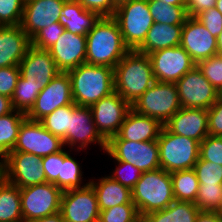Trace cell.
<instances>
[{
	"mask_svg": "<svg viewBox=\"0 0 222 222\" xmlns=\"http://www.w3.org/2000/svg\"><path fill=\"white\" fill-rule=\"evenodd\" d=\"M86 63L114 68L130 51L113 17H101L86 35Z\"/></svg>",
	"mask_w": 222,
	"mask_h": 222,
	"instance_id": "cell-1",
	"label": "cell"
},
{
	"mask_svg": "<svg viewBox=\"0 0 222 222\" xmlns=\"http://www.w3.org/2000/svg\"><path fill=\"white\" fill-rule=\"evenodd\" d=\"M155 82L150 58L130 50L114 67V89L132 105Z\"/></svg>",
	"mask_w": 222,
	"mask_h": 222,
	"instance_id": "cell-2",
	"label": "cell"
},
{
	"mask_svg": "<svg viewBox=\"0 0 222 222\" xmlns=\"http://www.w3.org/2000/svg\"><path fill=\"white\" fill-rule=\"evenodd\" d=\"M67 73L73 101L78 106L90 107L115 92L114 68L83 63Z\"/></svg>",
	"mask_w": 222,
	"mask_h": 222,
	"instance_id": "cell-3",
	"label": "cell"
},
{
	"mask_svg": "<svg viewBox=\"0 0 222 222\" xmlns=\"http://www.w3.org/2000/svg\"><path fill=\"white\" fill-rule=\"evenodd\" d=\"M131 192L132 201L141 218L148 213L163 210L175 201L171 175L162 168L142 172Z\"/></svg>",
	"mask_w": 222,
	"mask_h": 222,
	"instance_id": "cell-4",
	"label": "cell"
},
{
	"mask_svg": "<svg viewBox=\"0 0 222 222\" xmlns=\"http://www.w3.org/2000/svg\"><path fill=\"white\" fill-rule=\"evenodd\" d=\"M157 142L160 166L169 173L193 169L199 159L200 142L169 132L164 126Z\"/></svg>",
	"mask_w": 222,
	"mask_h": 222,
	"instance_id": "cell-5",
	"label": "cell"
},
{
	"mask_svg": "<svg viewBox=\"0 0 222 222\" xmlns=\"http://www.w3.org/2000/svg\"><path fill=\"white\" fill-rule=\"evenodd\" d=\"M113 18L120 27L124 44L130 50H136L144 42L154 23L148 0H132L119 5Z\"/></svg>",
	"mask_w": 222,
	"mask_h": 222,
	"instance_id": "cell-6",
	"label": "cell"
},
{
	"mask_svg": "<svg viewBox=\"0 0 222 222\" xmlns=\"http://www.w3.org/2000/svg\"><path fill=\"white\" fill-rule=\"evenodd\" d=\"M181 107L175 83L159 81H155L131 105L136 113L157 119L162 125Z\"/></svg>",
	"mask_w": 222,
	"mask_h": 222,
	"instance_id": "cell-7",
	"label": "cell"
},
{
	"mask_svg": "<svg viewBox=\"0 0 222 222\" xmlns=\"http://www.w3.org/2000/svg\"><path fill=\"white\" fill-rule=\"evenodd\" d=\"M62 193L60 188L49 182L20 188L24 222H32L59 213Z\"/></svg>",
	"mask_w": 222,
	"mask_h": 222,
	"instance_id": "cell-8",
	"label": "cell"
},
{
	"mask_svg": "<svg viewBox=\"0 0 222 222\" xmlns=\"http://www.w3.org/2000/svg\"><path fill=\"white\" fill-rule=\"evenodd\" d=\"M66 149L73 150L80 154L85 152L91 145H98L100 152L106 151L107 141L97 131L93 121V114L90 107L72 104V116L70 117L69 132L63 139Z\"/></svg>",
	"mask_w": 222,
	"mask_h": 222,
	"instance_id": "cell-9",
	"label": "cell"
},
{
	"mask_svg": "<svg viewBox=\"0 0 222 222\" xmlns=\"http://www.w3.org/2000/svg\"><path fill=\"white\" fill-rule=\"evenodd\" d=\"M112 160L128 162L141 172L161 168L160 153L157 140L133 142L128 140H108L104 155Z\"/></svg>",
	"mask_w": 222,
	"mask_h": 222,
	"instance_id": "cell-10",
	"label": "cell"
},
{
	"mask_svg": "<svg viewBox=\"0 0 222 222\" xmlns=\"http://www.w3.org/2000/svg\"><path fill=\"white\" fill-rule=\"evenodd\" d=\"M64 148L63 140L45 129L40 121L26 118L20 126L15 147L11 152H27L42 158Z\"/></svg>",
	"mask_w": 222,
	"mask_h": 222,
	"instance_id": "cell-11",
	"label": "cell"
},
{
	"mask_svg": "<svg viewBox=\"0 0 222 222\" xmlns=\"http://www.w3.org/2000/svg\"><path fill=\"white\" fill-rule=\"evenodd\" d=\"M180 104L184 108L208 110L216 101L219 92L194 66L176 83Z\"/></svg>",
	"mask_w": 222,
	"mask_h": 222,
	"instance_id": "cell-12",
	"label": "cell"
},
{
	"mask_svg": "<svg viewBox=\"0 0 222 222\" xmlns=\"http://www.w3.org/2000/svg\"><path fill=\"white\" fill-rule=\"evenodd\" d=\"M42 158L27 152H9L4 158V179L19 188L45 183Z\"/></svg>",
	"mask_w": 222,
	"mask_h": 222,
	"instance_id": "cell-13",
	"label": "cell"
},
{
	"mask_svg": "<svg viewBox=\"0 0 222 222\" xmlns=\"http://www.w3.org/2000/svg\"><path fill=\"white\" fill-rule=\"evenodd\" d=\"M74 104L71 79L67 72H59L47 86L39 92L26 118L40 121L59 107Z\"/></svg>",
	"mask_w": 222,
	"mask_h": 222,
	"instance_id": "cell-14",
	"label": "cell"
},
{
	"mask_svg": "<svg viewBox=\"0 0 222 222\" xmlns=\"http://www.w3.org/2000/svg\"><path fill=\"white\" fill-rule=\"evenodd\" d=\"M60 213L65 222H98L100 210L93 187L88 184L63 191Z\"/></svg>",
	"mask_w": 222,
	"mask_h": 222,
	"instance_id": "cell-15",
	"label": "cell"
},
{
	"mask_svg": "<svg viewBox=\"0 0 222 222\" xmlns=\"http://www.w3.org/2000/svg\"><path fill=\"white\" fill-rule=\"evenodd\" d=\"M148 56L155 81L159 82L176 83L196 66V63L181 45L160 49Z\"/></svg>",
	"mask_w": 222,
	"mask_h": 222,
	"instance_id": "cell-16",
	"label": "cell"
},
{
	"mask_svg": "<svg viewBox=\"0 0 222 222\" xmlns=\"http://www.w3.org/2000/svg\"><path fill=\"white\" fill-rule=\"evenodd\" d=\"M90 108L96 129L106 141L118 134L126 115L132 109L131 105L117 92L101 98Z\"/></svg>",
	"mask_w": 222,
	"mask_h": 222,
	"instance_id": "cell-17",
	"label": "cell"
},
{
	"mask_svg": "<svg viewBox=\"0 0 222 222\" xmlns=\"http://www.w3.org/2000/svg\"><path fill=\"white\" fill-rule=\"evenodd\" d=\"M180 45L196 64L218 54L217 38L212 36L195 17L191 16L183 24Z\"/></svg>",
	"mask_w": 222,
	"mask_h": 222,
	"instance_id": "cell-18",
	"label": "cell"
},
{
	"mask_svg": "<svg viewBox=\"0 0 222 222\" xmlns=\"http://www.w3.org/2000/svg\"><path fill=\"white\" fill-rule=\"evenodd\" d=\"M66 0H27L24 3L21 27L32 38L42 28L58 22Z\"/></svg>",
	"mask_w": 222,
	"mask_h": 222,
	"instance_id": "cell-19",
	"label": "cell"
},
{
	"mask_svg": "<svg viewBox=\"0 0 222 222\" xmlns=\"http://www.w3.org/2000/svg\"><path fill=\"white\" fill-rule=\"evenodd\" d=\"M19 69L20 76L26 82L38 86H47L60 72L48 50H42L32 45L21 60Z\"/></svg>",
	"mask_w": 222,
	"mask_h": 222,
	"instance_id": "cell-20",
	"label": "cell"
},
{
	"mask_svg": "<svg viewBox=\"0 0 222 222\" xmlns=\"http://www.w3.org/2000/svg\"><path fill=\"white\" fill-rule=\"evenodd\" d=\"M86 36L64 31L48 49L60 72H68L86 63Z\"/></svg>",
	"mask_w": 222,
	"mask_h": 222,
	"instance_id": "cell-21",
	"label": "cell"
},
{
	"mask_svg": "<svg viewBox=\"0 0 222 222\" xmlns=\"http://www.w3.org/2000/svg\"><path fill=\"white\" fill-rule=\"evenodd\" d=\"M169 132L202 142L208 135L205 109L181 107L164 125Z\"/></svg>",
	"mask_w": 222,
	"mask_h": 222,
	"instance_id": "cell-22",
	"label": "cell"
},
{
	"mask_svg": "<svg viewBox=\"0 0 222 222\" xmlns=\"http://www.w3.org/2000/svg\"><path fill=\"white\" fill-rule=\"evenodd\" d=\"M31 46L21 25L0 26V68L19 66Z\"/></svg>",
	"mask_w": 222,
	"mask_h": 222,
	"instance_id": "cell-23",
	"label": "cell"
},
{
	"mask_svg": "<svg viewBox=\"0 0 222 222\" xmlns=\"http://www.w3.org/2000/svg\"><path fill=\"white\" fill-rule=\"evenodd\" d=\"M163 125L149 116L136 113L131 109L117 135L109 140H128L133 142L155 141L158 139Z\"/></svg>",
	"mask_w": 222,
	"mask_h": 222,
	"instance_id": "cell-24",
	"label": "cell"
},
{
	"mask_svg": "<svg viewBox=\"0 0 222 222\" xmlns=\"http://www.w3.org/2000/svg\"><path fill=\"white\" fill-rule=\"evenodd\" d=\"M98 178L93 176L92 179L88 180L96 193L100 211L117 205L134 204L130 188L118 183L108 175H104V177L102 175Z\"/></svg>",
	"mask_w": 222,
	"mask_h": 222,
	"instance_id": "cell-25",
	"label": "cell"
},
{
	"mask_svg": "<svg viewBox=\"0 0 222 222\" xmlns=\"http://www.w3.org/2000/svg\"><path fill=\"white\" fill-rule=\"evenodd\" d=\"M100 18L98 13L86 10L76 0H66L58 22L66 31L86 36Z\"/></svg>",
	"mask_w": 222,
	"mask_h": 222,
	"instance_id": "cell-26",
	"label": "cell"
},
{
	"mask_svg": "<svg viewBox=\"0 0 222 222\" xmlns=\"http://www.w3.org/2000/svg\"><path fill=\"white\" fill-rule=\"evenodd\" d=\"M183 25L153 23L144 42L136 49L142 54H150L160 49L176 47L181 44Z\"/></svg>",
	"mask_w": 222,
	"mask_h": 222,
	"instance_id": "cell-27",
	"label": "cell"
},
{
	"mask_svg": "<svg viewBox=\"0 0 222 222\" xmlns=\"http://www.w3.org/2000/svg\"><path fill=\"white\" fill-rule=\"evenodd\" d=\"M199 212L194 203L175 200L167 208L143 216L142 222H195Z\"/></svg>",
	"mask_w": 222,
	"mask_h": 222,
	"instance_id": "cell-28",
	"label": "cell"
},
{
	"mask_svg": "<svg viewBox=\"0 0 222 222\" xmlns=\"http://www.w3.org/2000/svg\"><path fill=\"white\" fill-rule=\"evenodd\" d=\"M65 149H63V164H61L60 174L54 184L62 191L84 188L89 184V181L83 180L82 161L79 163L76 158L72 157L73 151L69 149L66 151ZM84 181L87 182L84 183Z\"/></svg>",
	"mask_w": 222,
	"mask_h": 222,
	"instance_id": "cell-29",
	"label": "cell"
},
{
	"mask_svg": "<svg viewBox=\"0 0 222 222\" xmlns=\"http://www.w3.org/2000/svg\"><path fill=\"white\" fill-rule=\"evenodd\" d=\"M0 222H24L20 188L5 179L0 182Z\"/></svg>",
	"mask_w": 222,
	"mask_h": 222,
	"instance_id": "cell-30",
	"label": "cell"
},
{
	"mask_svg": "<svg viewBox=\"0 0 222 222\" xmlns=\"http://www.w3.org/2000/svg\"><path fill=\"white\" fill-rule=\"evenodd\" d=\"M25 119L24 113L15 110L0 116V157L3 159L15 147L20 126Z\"/></svg>",
	"mask_w": 222,
	"mask_h": 222,
	"instance_id": "cell-31",
	"label": "cell"
},
{
	"mask_svg": "<svg viewBox=\"0 0 222 222\" xmlns=\"http://www.w3.org/2000/svg\"><path fill=\"white\" fill-rule=\"evenodd\" d=\"M170 175L175 200L195 203L200 186L195 171L193 169L175 171Z\"/></svg>",
	"mask_w": 222,
	"mask_h": 222,
	"instance_id": "cell-32",
	"label": "cell"
},
{
	"mask_svg": "<svg viewBox=\"0 0 222 222\" xmlns=\"http://www.w3.org/2000/svg\"><path fill=\"white\" fill-rule=\"evenodd\" d=\"M148 7L155 23L183 25L189 17L186 5H169L160 0H148Z\"/></svg>",
	"mask_w": 222,
	"mask_h": 222,
	"instance_id": "cell-33",
	"label": "cell"
},
{
	"mask_svg": "<svg viewBox=\"0 0 222 222\" xmlns=\"http://www.w3.org/2000/svg\"><path fill=\"white\" fill-rule=\"evenodd\" d=\"M43 88L44 86L26 82V80L20 76L11 97L13 109L26 115L34 105L39 92Z\"/></svg>",
	"mask_w": 222,
	"mask_h": 222,
	"instance_id": "cell-34",
	"label": "cell"
},
{
	"mask_svg": "<svg viewBox=\"0 0 222 222\" xmlns=\"http://www.w3.org/2000/svg\"><path fill=\"white\" fill-rule=\"evenodd\" d=\"M72 116V104L59 107L40 120L41 124L50 133L62 140L69 132L70 117Z\"/></svg>",
	"mask_w": 222,
	"mask_h": 222,
	"instance_id": "cell-35",
	"label": "cell"
},
{
	"mask_svg": "<svg viewBox=\"0 0 222 222\" xmlns=\"http://www.w3.org/2000/svg\"><path fill=\"white\" fill-rule=\"evenodd\" d=\"M98 222H142L135 204H122L101 210Z\"/></svg>",
	"mask_w": 222,
	"mask_h": 222,
	"instance_id": "cell-36",
	"label": "cell"
},
{
	"mask_svg": "<svg viewBox=\"0 0 222 222\" xmlns=\"http://www.w3.org/2000/svg\"><path fill=\"white\" fill-rule=\"evenodd\" d=\"M196 65L201 70L204 77L220 93L222 91V55H213L199 61Z\"/></svg>",
	"mask_w": 222,
	"mask_h": 222,
	"instance_id": "cell-37",
	"label": "cell"
},
{
	"mask_svg": "<svg viewBox=\"0 0 222 222\" xmlns=\"http://www.w3.org/2000/svg\"><path fill=\"white\" fill-rule=\"evenodd\" d=\"M193 170L200 185H222V165L202 160H197Z\"/></svg>",
	"mask_w": 222,
	"mask_h": 222,
	"instance_id": "cell-38",
	"label": "cell"
},
{
	"mask_svg": "<svg viewBox=\"0 0 222 222\" xmlns=\"http://www.w3.org/2000/svg\"><path fill=\"white\" fill-rule=\"evenodd\" d=\"M115 166L108 174L113 180L132 189L140 179L142 172L128 162L113 160Z\"/></svg>",
	"mask_w": 222,
	"mask_h": 222,
	"instance_id": "cell-39",
	"label": "cell"
},
{
	"mask_svg": "<svg viewBox=\"0 0 222 222\" xmlns=\"http://www.w3.org/2000/svg\"><path fill=\"white\" fill-rule=\"evenodd\" d=\"M25 0H0V26L20 25Z\"/></svg>",
	"mask_w": 222,
	"mask_h": 222,
	"instance_id": "cell-40",
	"label": "cell"
},
{
	"mask_svg": "<svg viewBox=\"0 0 222 222\" xmlns=\"http://www.w3.org/2000/svg\"><path fill=\"white\" fill-rule=\"evenodd\" d=\"M222 196V185H200L195 205L200 210L215 211Z\"/></svg>",
	"mask_w": 222,
	"mask_h": 222,
	"instance_id": "cell-41",
	"label": "cell"
},
{
	"mask_svg": "<svg viewBox=\"0 0 222 222\" xmlns=\"http://www.w3.org/2000/svg\"><path fill=\"white\" fill-rule=\"evenodd\" d=\"M64 31L65 28L59 22H55L38 31L31 38V45L42 50H48L56 43Z\"/></svg>",
	"mask_w": 222,
	"mask_h": 222,
	"instance_id": "cell-42",
	"label": "cell"
},
{
	"mask_svg": "<svg viewBox=\"0 0 222 222\" xmlns=\"http://www.w3.org/2000/svg\"><path fill=\"white\" fill-rule=\"evenodd\" d=\"M199 157L202 160L222 165V137L208 135L200 143Z\"/></svg>",
	"mask_w": 222,
	"mask_h": 222,
	"instance_id": "cell-43",
	"label": "cell"
},
{
	"mask_svg": "<svg viewBox=\"0 0 222 222\" xmlns=\"http://www.w3.org/2000/svg\"><path fill=\"white\" fill-rule=\"evenodd\" d=\"M20 77L19 66L0 68V94L12 97Z\"/></svg>",
	"mask_w": 222,
	"mask_h": 222,
	"instance_id": "cell-44",
	"label": "cell"
},
{
	"mask_svg": "<svg viewBox=\"0 0 222 222\" xmlns=\"http://www.w3.org/2000/svg\"><path fill=\"white\" fill-rule=\"evenodd\" d=\"M195 18L216 38L222 31V14L216 7L200 12Z\"/></svg>",
	"mask_w": 222,
	"mask_h": 222,
	"instance_id": "cell-45",
	"label": "cell"
},
{
	"mask_svg": "<svg viewBox=\"0 0 222 222\" xmlns=\"http://www.w3.org/2000/svg\"><path fill=\"white\" fill-rule=\"evenodd\" d=\"M42 170L45 173L46 181L49 183H54L60 174L61 164H63V150L42 157Z\"/></svg>",
	"mask_w": 222,
	"mask_h": 222,
	"instance_id": "cell-46",
	"label": "cell"
},
{
	"mask_svg": "<svg viewBox=\"0 0 222 222\" xmlns=\"http://www.w3.org/2000/svg\"><path fill=\"white\" fill-rule=\"evenodd\" d=\"M207 115L209 135L222 137V95L219 94L217 101L207 110Z\"/></svg>",
	"mask_w": 222,
	"mask_h": 222,
	"instance_id": "cell-47",
	"label": "cell"
},
{
	"mask_svg": "<svg viewBox=\"0 0 222 222\" xmlns=\"http://www.w3.org/2000/svg\"><path fill=\"white\" fill-rule=\"evenodd\" d=\"M86 10L98 13L101 17H113L116 11L114 0H76Z\"/></svg>",
	"mask_w": 222,
	"mask_h": 222,
	"instance_id": "cell-48",
	"label": "cell"
},
{
	"mask_svg": "<svg viewBox=\"0 0 222 222\" xmlns=\"http://www.w3.org/2000/svg\"><path fill=\"white\" fill-rule=\"evenodd\" d=\"M212 7H216V0H186L187 12L191 17Z\"/></svg>",
	"mask_w": 222,
	"mask_h": 222,
	"instance_id": "cell-49",
	"label": "cell"
},
{
	"mask_svg": "<svg viewBox=\"0 0 222 222\" xmlns=\"http://www.w3.org/2000/svg\"><path fill=\"white\" fill-rule=\"evenodd\" d=\"M195 222H222V218L215 211L200 210Z\"/></svg>",
	"mask_w": 222,
	"mask_h": 222,
	"instance_id": "cell-50",
	"label": "cell"
},
{
	"mask_svg": "<svg viewBox=\"0 0 222 222\" xmlns=\"http://www.w3.org/2000/svg\"><path fill=\"white\" fill-rule=\"evenodd\" d=\"M13 110L11 98L0 94V116L6 115Z\"/></svg>",
	"mask_w": 222,
	"mask_h": 222,
	"instance_id": "cell-51",
	"label": "cell"
},
{
	"mask_svg": "<svg viewBox=\"0 0 222 222\" xmlns=\"http://www.w3.org/2000/svg\"><path fill=\"white\" fill-rule=\"evenodd\" d=\"M32 222H65L63 221L61 213H57L51 216L43 217Z\"/></svg>",
	"mask_w": 222,
	"mask_h": 222,
	"instance_id": "cell-52",
	"label": "cell"
},
{
	"mask_svg": "<svg viewBox=\"0 0 222 222\" xmlns=\"http://www.w3.org/2000/svg\"><path fill=\"white\" fill-rule=\"evenodd\" d=\"M169 5H186V0H160Z\"/></svg>",
	"mask_w": 222,
	"mask_h": 222,
	"instance_id": "cell-53",
	"label": "cell"
},
{
	"mask_svg": "<svg viewBox=\"0 0 222 222\" xmlns=\"http://www.w3.org/2000/svg\"><path fill=\"white\" fill-rule=\"evenodd\" d=\"M217 49H218V54L222 55V31L217 37Z\"/></svg>",
	"mask_w": 222,
	"mask_h": 222,
	"instance_id": "cell-54",
	"label": "cell"
},
{
	"mask_svg": "<svg viewBox=\"0 0 222 222\" xmlns=\"http://www.w3.org/2000/svg\"><path fill=\"white\" fill-rule=\"evenodd\" d=\"M4 179V159L0 157V182Z\"/></svg>",
	"mask_w": 222,
	"mask_h": 222,
	"instance_id": "cell-55",
	"label": "cell"
},
{
	"mask_svg": "<svg viewBox=\"0 0 222 222\" xmlns=\"http://www.w3.org/2000/svg\"><path fill=\"white\" fill-rule=\"evenodd\" d=\"M215 212L222 218V196H221V199H220V202H219V206L217 207Z\"/></svg>",
	"mask_w": 222,
	"mask_h": 222,
	"instance_id": "cell-56",
	"label": "cell"
},
{
	"mask_svg": "<svg viewBox=\"0 0 222 222\" xmlns=\"http://www.w3.org/2000/svg\"><path fill=\"white\" fill-rule=\"evenodd\" d=\"M216 9L222 14V0H216Z\"/></svg>",
	"mask_w": 222,
	"mask_h": 222,
	"instance_id": "cell-57",
	"label": "cell"
},
{
	"mask_svg": "<svg viewBox=\"0 0 222 222\" xmlns=\"http://www.w3.org/2000/svg\"><path fill=\"white\" fill-rule=\"evenodd\" d=\"M132 0H114L115 5L118 7L119 5L125 3V2H129Z\"/></svg>",
	"mask_w": 222,
	"mask_h": 222,
	"instance_id": "cell-58",
	"label": "cell"
}]
</instances>
